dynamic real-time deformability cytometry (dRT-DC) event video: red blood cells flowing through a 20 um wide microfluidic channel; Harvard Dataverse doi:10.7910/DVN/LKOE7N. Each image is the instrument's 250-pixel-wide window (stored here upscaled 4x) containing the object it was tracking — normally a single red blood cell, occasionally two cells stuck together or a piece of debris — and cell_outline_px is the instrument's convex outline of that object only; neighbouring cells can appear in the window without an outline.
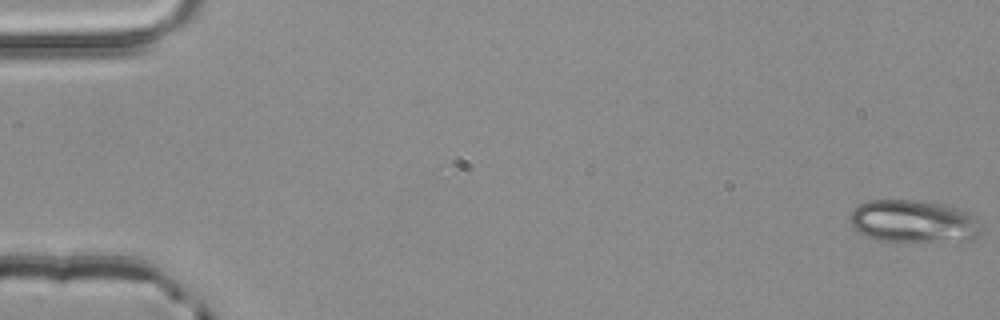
{"species": "common noctule bat (a hibernating species)", "species_latin": "Nyctalus noctula", "temperature_condition": "room temperature", "stored_images_in_passage": 4, "camera_frame_rate_fps": 3000, "um_per_image_px": 0.085, "animal": {"sex": "male", "body_mass_g": 20.4}, "frame": {"image": 1, "passage_image": 1, "time_ms": 0.0, "image_size_px": [1000, 320], "cell_outline_px": [[980, 236], [968, 240], [872, 240], [860, 232], [852, 224], [848, 216], [852, 208], [868, 200], [916, 200], [948, 204], [972, 212], [980, 232]], "centroid_in_image_um": [77.63, 18.78], "position_along_channel_um": 7.4, "area_um2": 32.43}}